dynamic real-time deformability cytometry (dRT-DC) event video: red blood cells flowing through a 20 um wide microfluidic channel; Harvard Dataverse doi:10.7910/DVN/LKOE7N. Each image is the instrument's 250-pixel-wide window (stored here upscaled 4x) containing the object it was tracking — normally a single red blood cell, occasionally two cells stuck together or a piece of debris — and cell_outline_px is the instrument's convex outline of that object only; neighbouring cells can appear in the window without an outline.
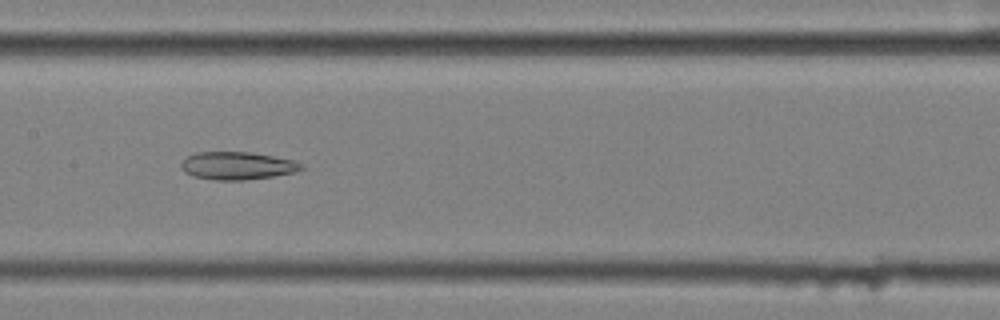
{"species": "common noctule bat (a hibernating species)", "species_latin": "Nyctalus noctula", "temperature_condition": "cold", "stored_images_in_passage": 45, "camera_frame_rate_fps": 3000, "um_per_image_px": 0.085, "animal": {"sex": "female", "body_mass_g": 25.1}, "frame": {"image": 1, "passage_image": 16, "time_ms": 5.0, "image_size_px": [1000, 320], "cell_outline_px": [[304, 168], [292, 172], [272, 176], [244, 180], [216, 180], [192, 176], [184, 172], [180, 168], [180, 164], [188, 156], [196, 152], [252, 152], [296, 160], [304, 164]], "centroid_in_image_um": [20.17, 14.08], "position_along_channel_um": 187.2, "area_um2": 19.54}}
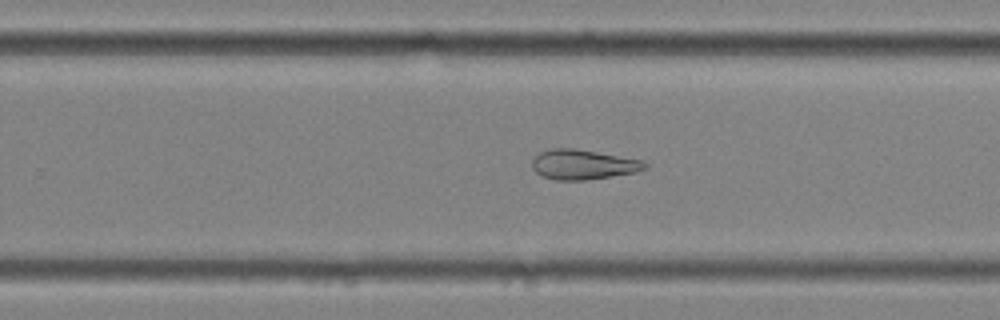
{"frame": {"image": 2, "passage_image": 24, "time_ms": 7.667, "image_size_px": [1000, 320], "cell_outline_px": [[648, 168], [636, 172], [588, 180], [556, 180], [544, 176], [536, 172], [532, 168], [532, 160], [540, 152], [552, 148], [576, 148], [644, 160], [648, 164]], "centroid_in_image_um": [49.6, 13.98], "position_along_channel_um": 280.2, "area_um2": 19.77}}
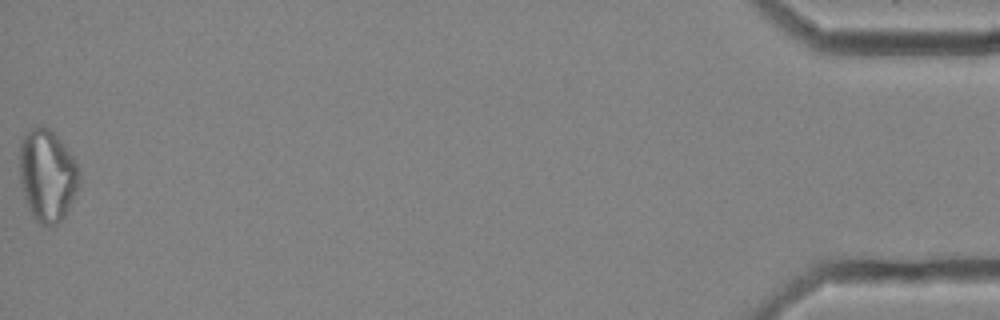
{"frame": {"image": 3, "passage_image": 45, "time_ms": 14.667, "image_size_px": [1000, 320], "cell_outline_px": [[80, 176], [76, 192], [64, 216], [56, 224], [40, 224], [32, 216], [24, 200], [20, 180], [20, 144], [24, 136], [32, 128], [40, 124], [48, 128], [64, 144], [72, 156], [80, 172]], "centroid_in_image_um": [4.0, 14.9], "position_along_channel_um": 431.2, "area_um2": 31.73}}